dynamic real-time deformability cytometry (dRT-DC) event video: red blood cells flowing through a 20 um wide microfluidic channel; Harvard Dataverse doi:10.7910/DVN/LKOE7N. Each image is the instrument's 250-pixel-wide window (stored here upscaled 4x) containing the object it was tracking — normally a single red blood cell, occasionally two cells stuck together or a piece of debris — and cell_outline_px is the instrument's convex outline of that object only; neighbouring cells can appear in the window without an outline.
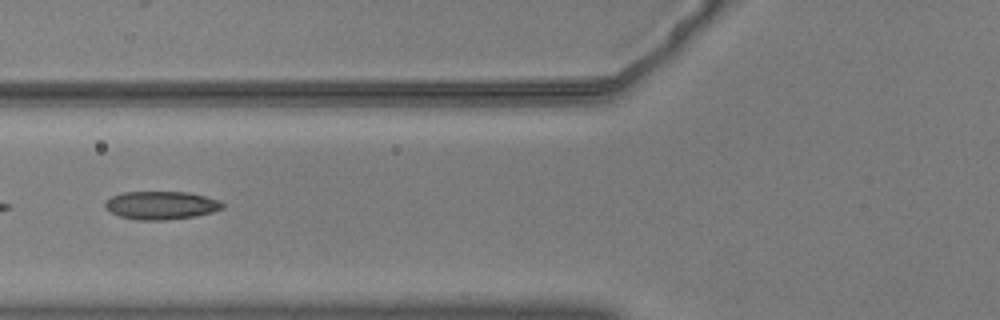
{"species": "common noctule bat (a hibernating species)", "species_latin": "Nyctalus noctula", "temperature_condition": "warm", "stored_images_in_passage": 55, "camera_frame_rate_fps": 3000, "um_per_image_px": 0.085, "animal": {"sex": "male", "body_mass_g": 20.5, "forearm_length_mm": 52.5}, "frame": {"image": 1, "passage_image": 22, "time_ms": 7.0, "image_size_px": [1000, 320], "cell_outline_px": [[224, 208], [212, 212], [196, 216], [164, 220], [136, 220], [120, 216], [112, 212], [104, 204], [112, 196], [124, 192], [188, 192], [220, 200], [224, 204]], "centroid_in_image_um": [13.74, 17.45], "position_along_channel_um": 112.1, "area_um2": 19.13}}
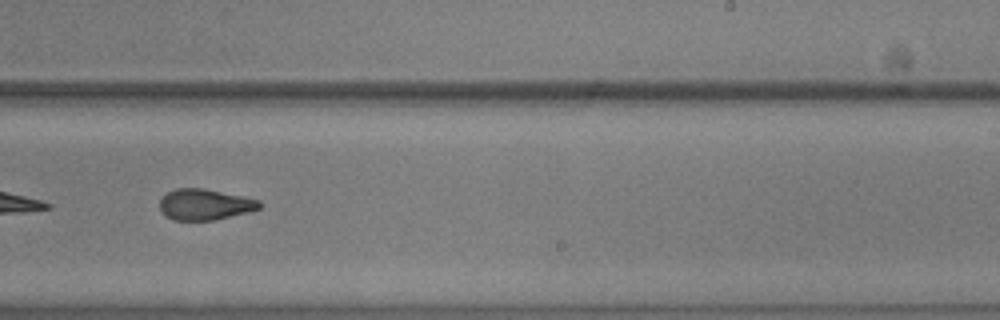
{"frame": {"image": 2, "passage_image": 35, "time_ms": 11.333, "image_size_px": [1000, 320], "cell_outline_px": [[264, 204], [260, 208], [212, 220], [172, 220], [160, 208], [160, 200], [168, 192], [176, 188], [204, 188], [260, 200]], "centroid_in_image_um": [17.41, 17.36], "position_along_channel_um": 271.6, "area_um2": 17.63}}
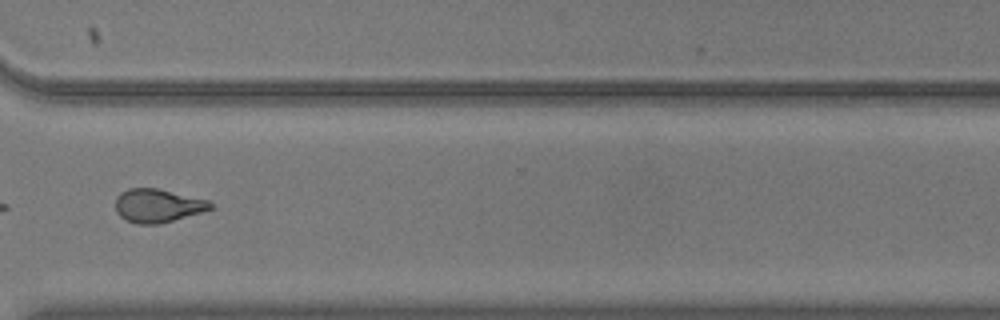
{"frame": {"image": 3, "passage_image": 42, "time_ms": 13.667, "image_size_px": [1000, 320], "cell_outline_px": [[212, 208], [204, 212], [160, 224], [136, 224], [120, 216], [116, 212], [116, 196], [120, 192], [128, 188], [160, 188], [208, 200], [212, 204]], "centroid_in_image_um": [13.41, 17.47], "position_along_channel_um": 357.2, "area_um2": 18.73}, "authors_computed_cell_mechanics": {"area_um2": 19.0162, "velocity_mm_per_s": 3.6737, "shape_relaxation_time_tau1_ms": 6.2658, "shape_relaxation_time_tau2_ms": 2.056, "deformation_change_tau1": 0.1607, "deformation_change_tau2": 0.0885}}